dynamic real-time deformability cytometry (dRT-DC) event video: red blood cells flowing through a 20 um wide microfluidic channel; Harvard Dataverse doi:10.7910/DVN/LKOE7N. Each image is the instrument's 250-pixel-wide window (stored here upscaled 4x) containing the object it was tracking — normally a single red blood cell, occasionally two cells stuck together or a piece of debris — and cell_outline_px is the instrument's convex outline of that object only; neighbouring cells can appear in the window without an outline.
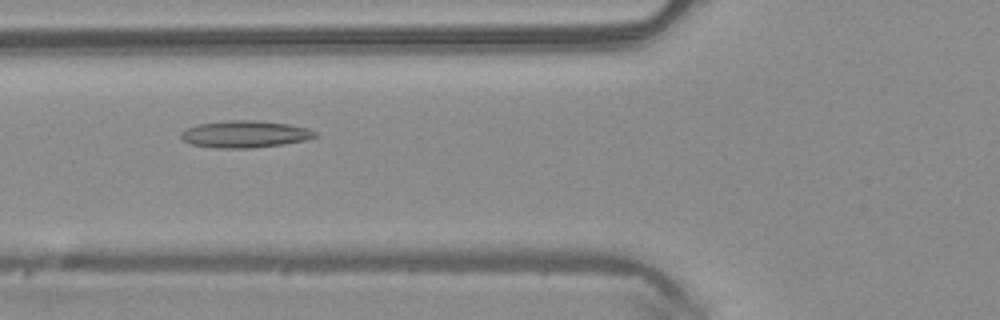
{"species": "common noctule bat (a hibernating species)", "species_latin": "Nyctalus noctula", "temperature_condition": "warm", "stored_images_in_passage": 35, "camera_frame_rate_fps": 3000, "um_per_image_px": 0.085, "animal": {"sex": "male", "body_mass_g": 20.4}, "frame": {"image": 1, "passage_image": 4, "time_ms": 1.0, "image_size_px": [1000, 320], "cell_outline_px": [[320, 136], [304, 140], [284, 144], [252, 148], [216, 148], [192, 144], [184, 140], [180, 136], [180, 132], [188, 128], [200, 124], [224, 120], [252, 120], [288, 124], [304, 128], [316, 132]], "centroid_in_image_um": [20.81, 11.4], "position_along_channel_um": 105.0, "area_um2": 20.92}}
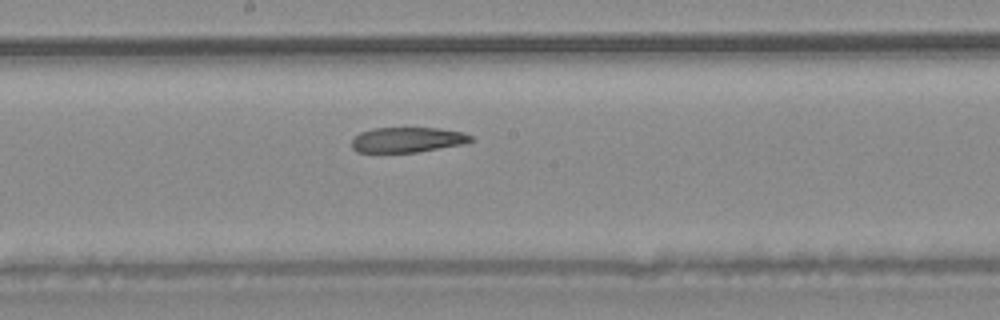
{"frame": {"image": 2, "passage_image": 12, "time_ms": 3.667, "image_size_px": [1000, 320], "cell_outline_px": [[472, 140], [464, 144], [416, 152], [356, 152], [352, 148], [352, 140], [360, 132], [372, 128], [440, 128], [464, 132], [472, 136]], "centroid_in_image_um": [34.63, 11.87], "position_along_channel_um": 213.6, "area_um2": 17.46}}
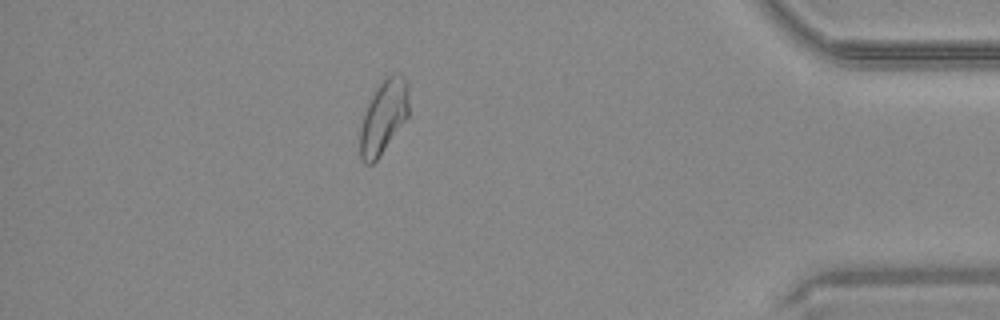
{"frame": {"image": 3, "passage_image": 29, "time_ms": 9.333, "image_size_px": [1000, 320], "cell_outline_px": [[408, 116], [376, 160], [372, 164], [364, 164], [360, 156], [360, 128], [368, 104], [380, 80], [392, 72], [400, 72], [404, 76], [408, 84]], "centroid_in_image_um": [32.61, 9.87], "position_along_channel_um": 402.6, "area_um2": 20.81}}